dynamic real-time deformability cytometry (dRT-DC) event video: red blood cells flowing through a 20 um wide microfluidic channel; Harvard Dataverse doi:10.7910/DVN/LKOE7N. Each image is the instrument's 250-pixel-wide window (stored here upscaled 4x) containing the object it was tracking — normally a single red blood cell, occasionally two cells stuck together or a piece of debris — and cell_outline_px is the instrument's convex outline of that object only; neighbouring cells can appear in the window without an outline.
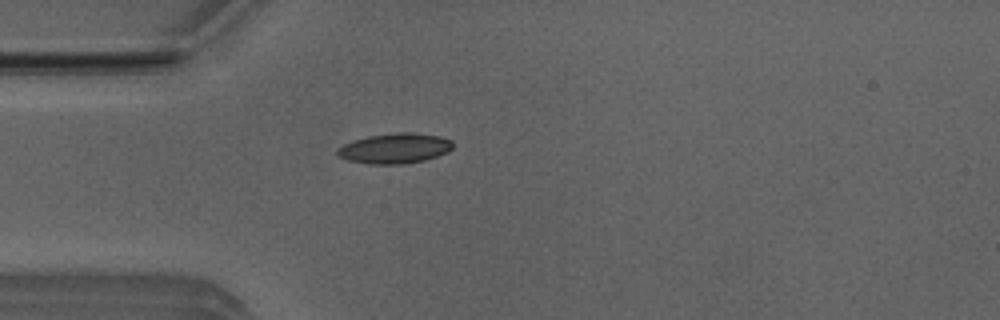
{"species": "Egyptian fruit bat (a non-hibernating species)", "species_latin": "Rousettus aegyptiacus", "temperature_condition": "room temperature", "stored_images_in_passage": 5, "camera_frame_rate_fps": 3000, "um_per_image_px": 0.085, "animal": {"sex": "male"}, "frame": {"image": 1, "passage_image": 5, "time_ms": 1.333, "image_size_px": [1000, 320], "cell_outline_px": [[452, 148], [448, 152], [424, 160], [404, 164], [368, 164], [348, 160], [336, 156], [336, 148], [352, 140], [368, 136], [396, 132], [408, 132], [440, 136], [452, 140]], "centroid_in_image_um": [33.52, 12.61], "position_along_channel_um": 51.5, "area_um2": 20.46}}